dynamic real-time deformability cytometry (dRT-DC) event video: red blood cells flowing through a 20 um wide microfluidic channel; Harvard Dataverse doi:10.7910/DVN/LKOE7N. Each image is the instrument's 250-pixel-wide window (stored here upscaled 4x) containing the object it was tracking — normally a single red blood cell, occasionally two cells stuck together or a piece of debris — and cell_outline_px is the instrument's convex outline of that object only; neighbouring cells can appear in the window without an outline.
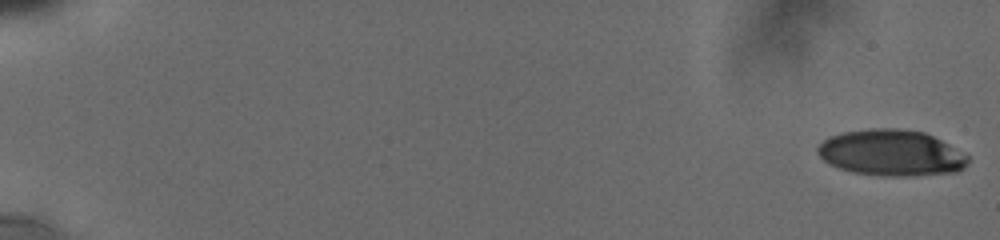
{"species": "human", "species_latin": "Homo sapiens", "temperature_condition": "cold", "stored_images_in_passage": 18, "camera_frame_rate_fps": 3000, "um_per_image_px": 0.085, "donor": {"sex": "male"}, "frame": {"image": 1, "passage_image": 1, "time_ms": 0.0, "image_size_px": [1000, 240], "cell_outline_px": [[968, 164], [964, 168], [956, 172], [912, 176], [884, 176], [852, 172], [828, 164], [816, 152], [816, 148], [828, 136], [840, 132], [868, 128], [900, 128], [924, 132], [948, 144], [968, 156]], "centroid_in_image_um": [75.72, 12.99], "position_along_channel_um": 9.3, "area_um2": 40.63}}
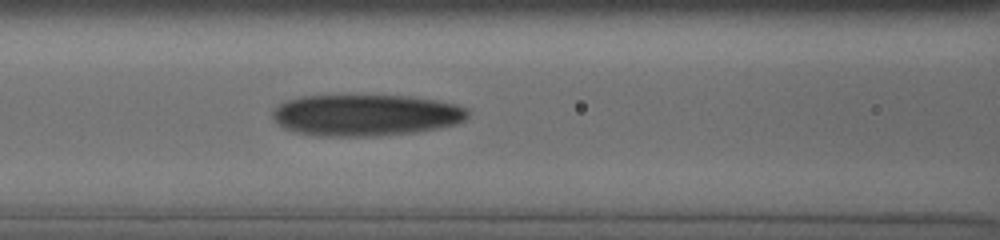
{"frame": {"image": 2, "passage_image": 18, "time_ms": 8.667, "image_size_px": [1000, 240], "cell_outline_px": [[468, 116], [464, 120], [456, 124], [440, 128], [416, 132], [380, 136], [312, 136], [296, 132], [284, 128], [276, 124], [272, 120], [272, 112], [284, 100], [300, 96], [408, 96], [436, 100], [456, 104], [468, 108]], "centroid_in_image_um": [31.07, 9.8], "position_along_channel_um": 135.5, "area_um2": 47.63}}